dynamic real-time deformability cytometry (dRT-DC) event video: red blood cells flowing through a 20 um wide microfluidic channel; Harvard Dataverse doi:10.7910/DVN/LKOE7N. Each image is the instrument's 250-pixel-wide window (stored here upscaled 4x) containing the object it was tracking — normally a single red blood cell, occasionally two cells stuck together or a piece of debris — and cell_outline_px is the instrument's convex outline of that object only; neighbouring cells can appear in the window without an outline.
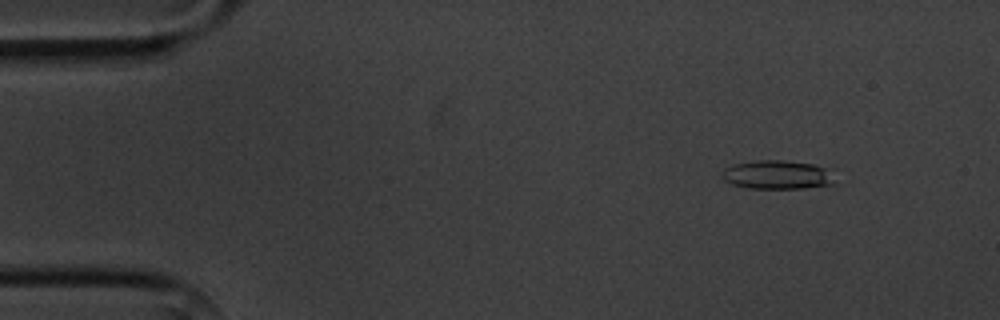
{"species": "common noctule bat (a hibernating species)", "species_latin": "Nyctalus noctula", "temperature_condition": "cold", "stored_images_in_passage": 4, "camera_frame_rate_fps": 3000, "um_per_image_px": 0.085, "animal": {"sex": "male", "body_mass_g": 20.1, "forearm_length_mm": 53.5}, "frame": {"image": 1, "passage_image": 2, "time_ms": 1.333, "image_size_px": [1000, 320], "cell_outline_px": [[836, 184], [804, 188], [748, 188], [732, 184], [724, 180], [720, 176], [724, 168], [732, 164], [756, 160], [784, 160], [812, 164], [836, 168]], "centroid_in_image_um": [66.18, 14.84], "position_along_channel_um": 18.8, "area_um2": 19.65}}